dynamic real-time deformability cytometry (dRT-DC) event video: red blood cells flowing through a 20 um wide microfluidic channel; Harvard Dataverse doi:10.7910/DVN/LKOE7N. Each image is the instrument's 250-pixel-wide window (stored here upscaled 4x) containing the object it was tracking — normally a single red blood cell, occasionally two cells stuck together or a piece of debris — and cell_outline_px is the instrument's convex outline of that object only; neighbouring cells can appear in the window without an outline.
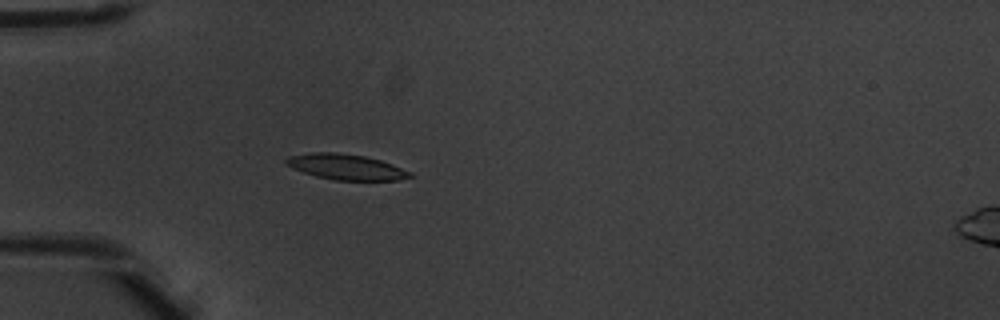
{"species": "common noctule bat (a hibernating species)", "species_latin": "Nyctalus noctula", "temperature_condition": "warm", "stored_images_in_passage": 4, "camera_frame_rate_fps": 3000, "um_per_image_px": 0.085, "animal": {"sex": "male", "body_mass_g": 20.1, "forearm_length_mm": 53.5}, "frame": {"image": 1, "passage_image": 4, "time_ms": 1.0, "image_size_px": [1000, 320], "cell_outline_px": [[412, 176], [396, 180], [332, 180], [316, 176], [292, 168], [284, 164], [284, 160], [288, 156], [312, 152], [336, 152], [364, 156], [380, 160], [392, 164], [412, 172]], "centroid_in_image_um": [29.37, 14.18], "position_along_channel_um": 55.6, "area_um2": 18.44}}